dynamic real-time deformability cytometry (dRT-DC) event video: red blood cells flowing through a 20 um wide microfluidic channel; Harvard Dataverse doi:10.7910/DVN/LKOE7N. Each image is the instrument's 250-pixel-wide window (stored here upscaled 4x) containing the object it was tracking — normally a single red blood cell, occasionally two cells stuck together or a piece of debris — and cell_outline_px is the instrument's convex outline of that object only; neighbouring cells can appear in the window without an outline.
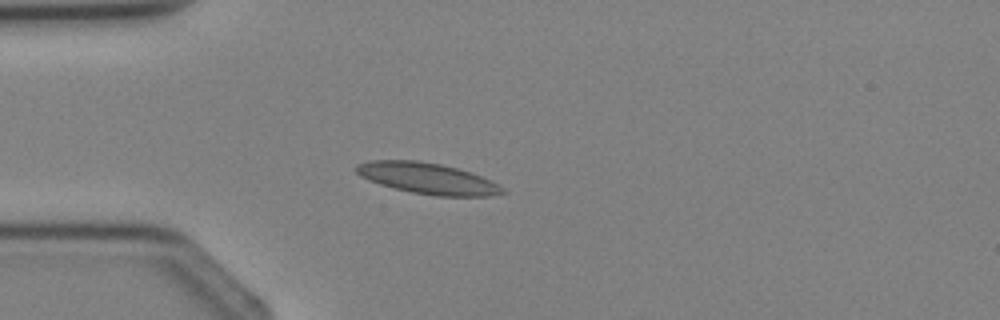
{"species": "Egyptian fruit bat (a non-hibernating species)", "species_latin": "Rousettus aegyptiacus", "temperature_condition": "cold", "stored_images_in_passage": 3, "camera_frame_rate_fps": 3000, "um_per_image_px": 0.085, "animal": {"sex": "female"}, "frame": {"image": 1, "passage_image": 3, "time_ms": 2.333, "image_size_px": [1000, 320], "cell_outline_px": [[508, 192], [488, 196], [436, 196], [412, 192], [380, 184], [368, 180], [360, 176], [356, 172], [356, 164], [368, 160], [416, 160], [440, 164], [456, 168], [480, 176], [504, 188]], "centroid_in_image_um": [36.3, 15.16], "position_along_channel_um": 48.7, "area_um2": 26.18}}